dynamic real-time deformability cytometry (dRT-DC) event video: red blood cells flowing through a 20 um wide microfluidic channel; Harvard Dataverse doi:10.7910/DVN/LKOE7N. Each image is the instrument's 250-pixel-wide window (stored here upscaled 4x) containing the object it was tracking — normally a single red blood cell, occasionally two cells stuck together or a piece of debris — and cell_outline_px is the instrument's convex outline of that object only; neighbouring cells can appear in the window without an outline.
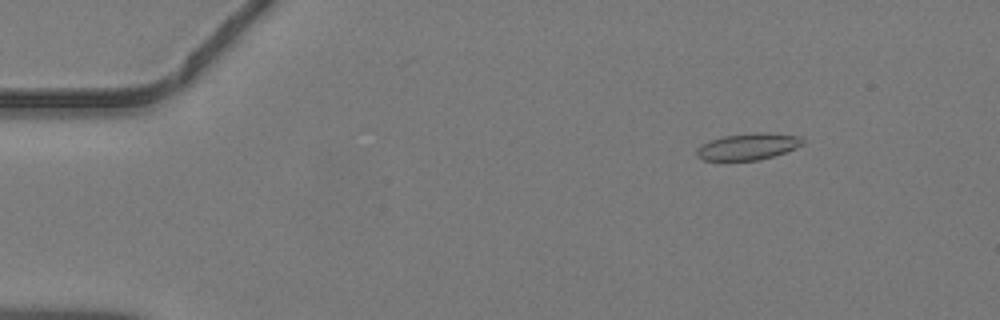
{"species": "common noctule bat (a hibernating species)", "species_latin": "Nyctalus noctula", "temperature_condition": "warm", "stored_images_in_passage": 42, "camera_frame_rate_fps": 3000, "um_per_image_px": 0.085, "animal": {"sex": "male", "body_mass_g": 19.2, "forearm_length_mm": 51.8}, "frame": {"image": 1, "passage_image": 2, "time_ms": 0.333, "image_size_px": [1000, 320], "cell_outline_px": [[804, 144], [796, 148], [760, 160], [704, 160], [696, 156], [696, 148], [712, 140], [724, 136], [752, 132], [764, 132], [800, 136], [804, 140]], "centroid_in_image_um": [63.61, 12.45], "position_along_channel_um": 21.4, "area_um2": 16.36}}
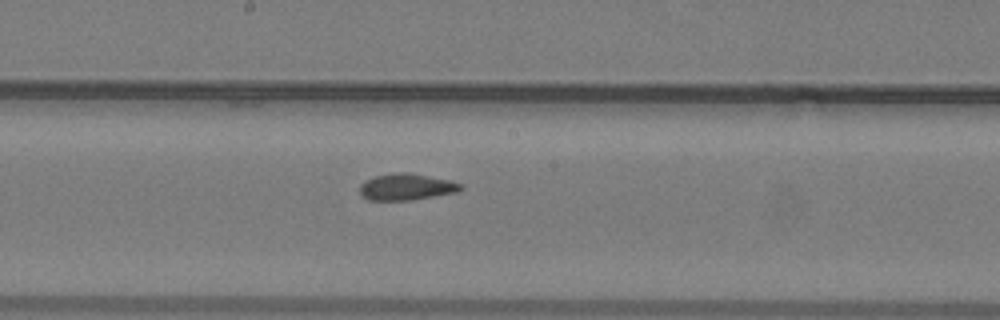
{"frame": {"image": 2, "passage_image": 21, "time_ms": 6.667, "image_size_px": [1000, 320], "cell_outline_px": [[464, 188], [456, 192], [408, 200], [368, 200], [360, 196], [360, 184], [364, 180], [372, 176], [400, 172], [408, 172], [448, 180], [464, 184]], "centroid_in_image_um": [34.49, 15.88], "position_along_channel_um": 213.7, "area_um2": 15.61}}
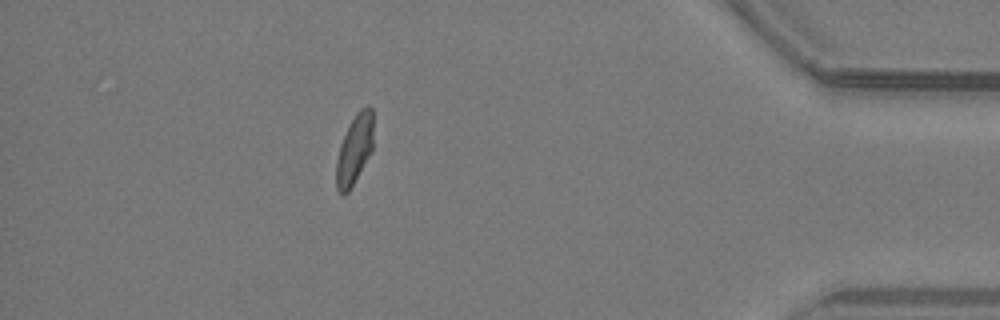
{"frame": {"image": 3, "passage_image": 37, "time_ms": 12.0, "image_size_px": [1000, 320], "cell_outline_px": [[372, 152], [348, 192], [344, 196], [340, 196], [336, 188], [336, 160], [340, 144], [348, 124], [356, 112], [360, 108], [368, 104], [372, 108]], "centroid_in_image_um": [30.11, 12.7], "position_along_channel_um": 405.1, "area_um2": 15.32}}